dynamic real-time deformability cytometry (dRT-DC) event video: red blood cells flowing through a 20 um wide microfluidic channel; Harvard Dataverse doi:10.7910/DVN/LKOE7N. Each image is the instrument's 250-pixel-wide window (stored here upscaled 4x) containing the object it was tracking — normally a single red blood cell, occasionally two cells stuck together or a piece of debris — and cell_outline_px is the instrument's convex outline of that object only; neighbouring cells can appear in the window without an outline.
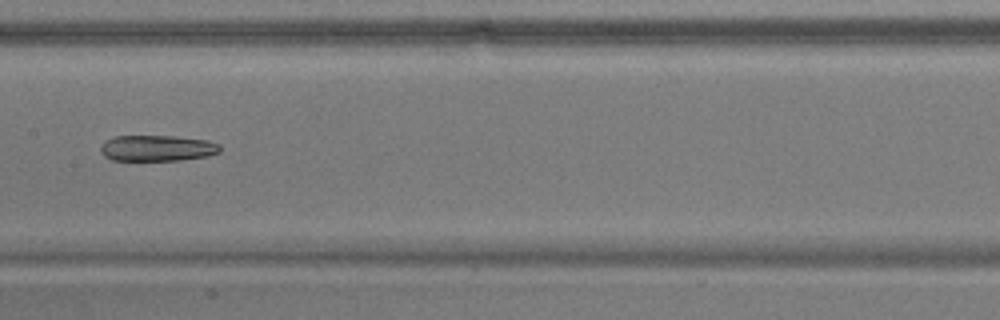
{"species": "common noctule bat (a hibernating species)", "species_latin": "Nyctalus noctula", "temperature_condition": "warm", "stored_images_in_passage": 48, "camera_frame_rate_fps": 3000, "um_per_image_px": 0.085, "animal": {"sex": "male", "body_mass_g": 17.9}, "frame": {"image": 1, "passage_image": 21, "time_ms": 6.667, "image_size_px": [1000, 320], "cell_outline_px": [[220, 152], [204, 156], [180, 160], [112, 160], [104, 156], [100, 152], [100, 148], [108, 140], [116, 136], [176, 136], [208, 140], [220, 144]], "centroid_in_image_um": [13.38, 12.59], "position_along_channel_um": 194.0, "area_um2": 17.92}}
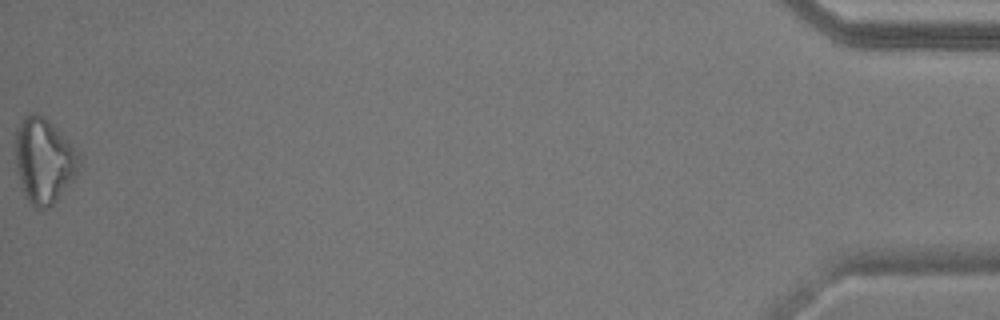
{"frame": {"image": 2, "passage_image": 48, "time_ms": 15.667, "image_size_px": [1000, 320], "cell_outline_px": [[80, 164], [72, 180], [56, 200], [48, 208], [36, 212], [28, 200], [24, 192], [16, 168], [16, 128], [28, 112], [36, 112], [44, 116], [80, 152]], "centroid_in_image_um": [3.73, 13.64], "position_along_channel_um": 431.5, "area_um2": 31.56}, "authors_computed_cell_mechanics": {"area_um2": 20.6635, "velocity_mm_per_s": 3.7194, "shape_relaxation_time_tau1_ms": null, "shape_relaxation_time_tau2_ms": 4.5488, "deformation_change_tau1": null, "deformation_change_tau2": 0.1507}}